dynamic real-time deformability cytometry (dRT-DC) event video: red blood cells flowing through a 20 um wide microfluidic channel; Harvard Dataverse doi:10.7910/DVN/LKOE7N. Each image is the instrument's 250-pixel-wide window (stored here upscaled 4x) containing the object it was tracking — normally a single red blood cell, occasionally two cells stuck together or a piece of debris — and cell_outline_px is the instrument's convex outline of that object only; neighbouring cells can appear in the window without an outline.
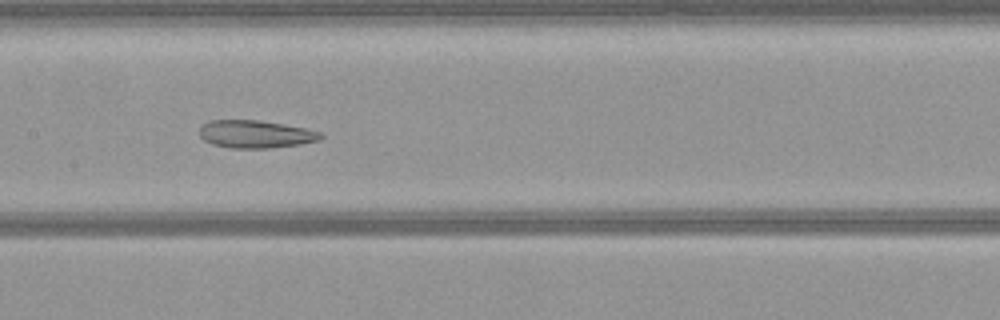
{"species": "common noctule bat (a hibernating species)", "species_latin": "Nyctalus noctula", "temperature_condition": "warm", "stored_images_in_passage": 39, "camera_frame_rate_fps": 3000, "um_per_image_px": 0.085, "animal": {"sex": "female", "body_mass_g": 21.9}, "frame": {"image": 1, "passage_image": 12, "time_ms": 3.667, "image_size_px": [1000, 320], "cell_outline_px": [[324, 136], [320, 140], [300, 144], [268, 148], [228, 148], [212, 144], [204, 140], [200, 136], [200, 128], [208, 120], [256, 120], [304, 128], [320, 132]], "centroid_in_image_um": [21.7, 11.41], "position_along_channel_um": 185.7, "area_um2": 19.42}}
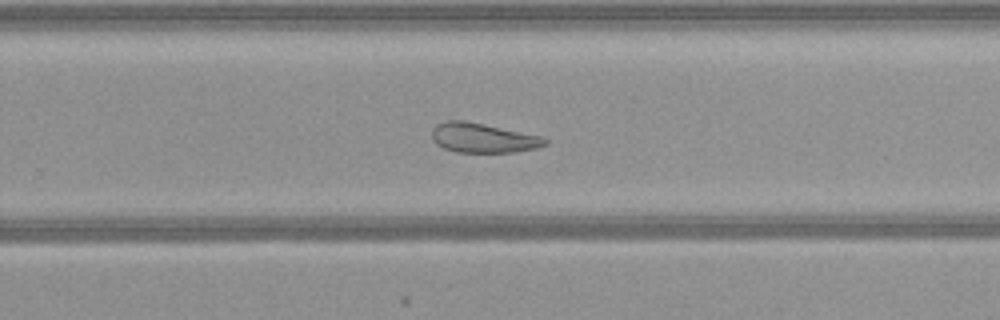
{"frame": {"image": 2, "passage_image": 20, "time_ms": 6.333, "image_size_px": [1000, 320], "cell_outline_px": [[548, 144], [536, 148], [512, 152], [456, 152], [444, 148], [436, 144], [432, 140], [432, 128], [436, 124], [448, 120], [464, 120], [544, 136], [548, 140]], "centroid_in_image_um": [41.06, 11.71], "position_along_channel_um": 288.7, "area_um2": 19.65}}
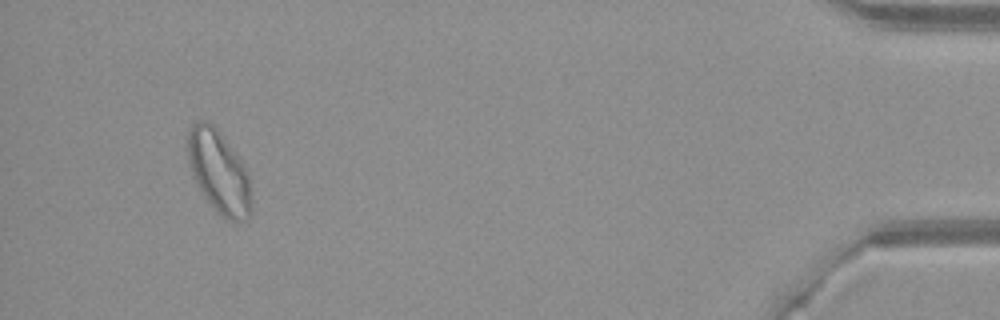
{"frame": {"image": 3, "passage_image": 36, "time_ms": 11.667, "image_size_px": [1000, 320], "cell_outline_px": [[252, 212], [248, 220], [228, 220], [200, 192], [196, 184], [188, 164], [188, 132], [192, 124], [196, 120], [208, 120], [220, 132], [240, 160], [248, 176], [252, 200]], "centroid_in_image_um": [18.59, 14.59], "position_along_channel_um": 416.6, "area_um2": 30.4}}